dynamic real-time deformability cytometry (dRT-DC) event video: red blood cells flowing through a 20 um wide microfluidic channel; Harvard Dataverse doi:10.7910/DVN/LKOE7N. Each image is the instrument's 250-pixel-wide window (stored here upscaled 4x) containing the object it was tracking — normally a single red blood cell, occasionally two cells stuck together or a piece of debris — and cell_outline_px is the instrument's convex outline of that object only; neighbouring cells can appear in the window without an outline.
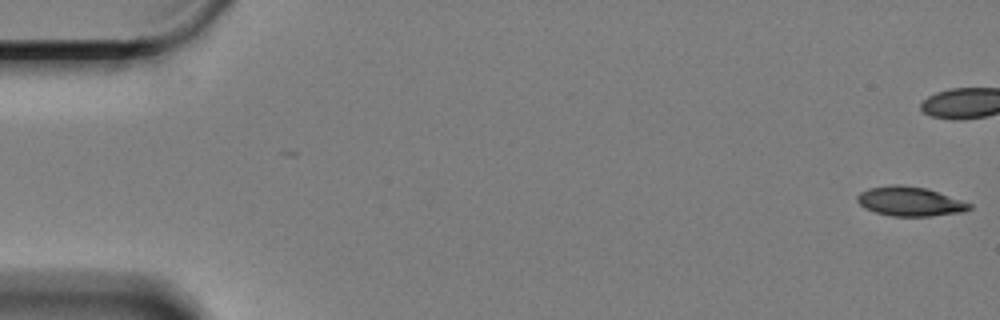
{"species": "Egyptian fruit bat (a non-hibernating species)", "species_latin": "Rousettus aegyptiacus", "temperature_condition": "cold", "stored_images_in_passage": 49, "camera_frame_rate_fps": 3000, "um_per_image_px": 0.085, "animal": {"sex": "female"}, "frame": {"image": 1, "passage_image": 1, "time_ms": 0.0, "image_size_px": [1000, 320], "cell_outline_px": [[972, 208], [964, 212], [932, 216], [892, 216], [876, 212], [864, 208], [856, 200], [856, 196], [860, 192], [868, 188], [892, 184], [900, 184], [924, 188], [972, 204]], "centroid_in_image_um": [77.31, 17.12], "position_along_channel_um": 7.7, "area_um2": 19.07}}
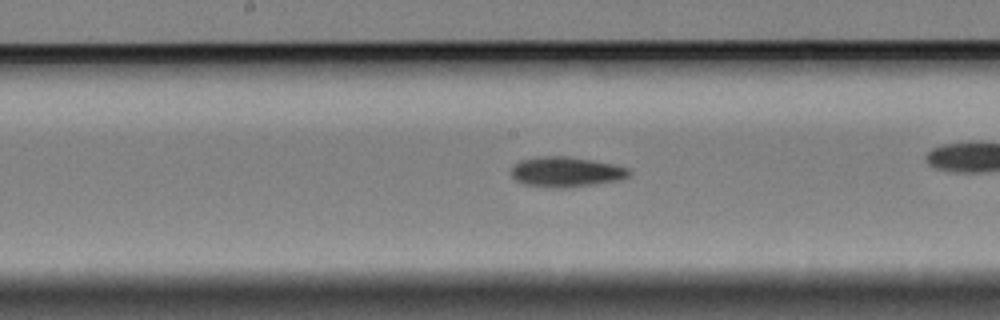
{"frame": {"image": 2, "passage_image": 31, "time_ms": 10.0, "image_size_px": [1000, 320], "cell_outline_px": [[632, 172], [628, 176], [620, 180], [568, 188], [548, 188], [524, 184], [516, 180], [512, 176], [512, 168], [520, 160], [536, 156], [568, 156], [592, 160], [612, 164], [628, 168]], "centroid_in_image_um": [48.11, 14.61], "position_along_channel_um": 200.1, "area_um2": 20.81}}
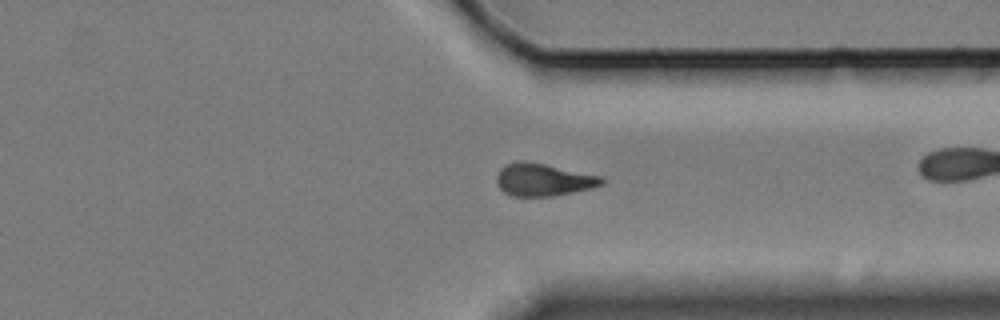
{"frame": {"image": 3, "passage_image": 46, "time_ms": 15.0, "image_size_px": [1000, 320], "cell_outline_px": [[604, 184], [556, 196], [512, 196], [504, 192], [500, 188], [496, 180], [496, 176], [500, 168], [508, 164], [544, 164], [604, 176]], "centroid_in_image_um": [46.23, 15.31], "position_along_channel_um": 365.2, "area_um2": 19.31}}